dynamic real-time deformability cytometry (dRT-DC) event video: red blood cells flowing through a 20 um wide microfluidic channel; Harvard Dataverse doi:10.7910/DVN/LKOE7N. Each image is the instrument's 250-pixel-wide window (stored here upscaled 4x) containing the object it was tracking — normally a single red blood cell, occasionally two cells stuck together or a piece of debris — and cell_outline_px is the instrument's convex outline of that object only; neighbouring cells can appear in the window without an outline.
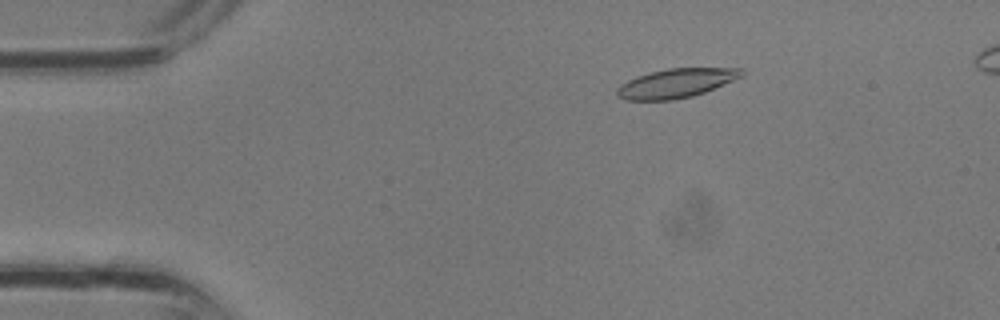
{"species": "common noctule bat (a hibernating species)", "species_latin": "Nyctalus noctula", "temperature_condition": "room temperature", "stored_images_in_passage": 35, "segment_of_instrument_passage": [1, 2], "camera_frame_rate_fps": 3000, "um_per_image_px": 0.085, "animal": {"sex": "male", "body_mass_g": 13.3}, "frame": {"image": 1, "passage_image": 6, "time_ms": 1.667, "image_size_px": [1000, 320], "cell_outline_px": [[744, 76], [704, 92], [692, 96], [672, 100], [624, 100], [616, 96], [616, 88], [620, 84], [636, 76], [668, 68], [744, 68]], "centroid_in_image_um": [57.45, 7.07], "position_along_channel_um": 27.5, "area_um2": 21.21}}
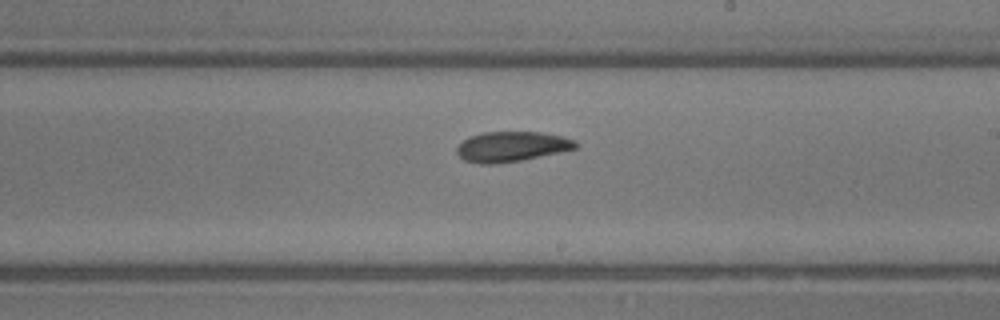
{"frame": {"image": 2, "passage_image": 20, "time_ms": 6.333, "image_size_px": [1000, 320], "cell_outline_px": [[580, 144], [576, 148], [520, 160], [492, 164], [480, 164], [464, 160], [456, 152], [456, 148], [468, 136], [484, 132], [540, 132], [560, 136], [576, 140]], "centroid_in_image_um": [43.47, 12.45], "position_along_channel_um": 245.5, "area_um2": 20.63}}
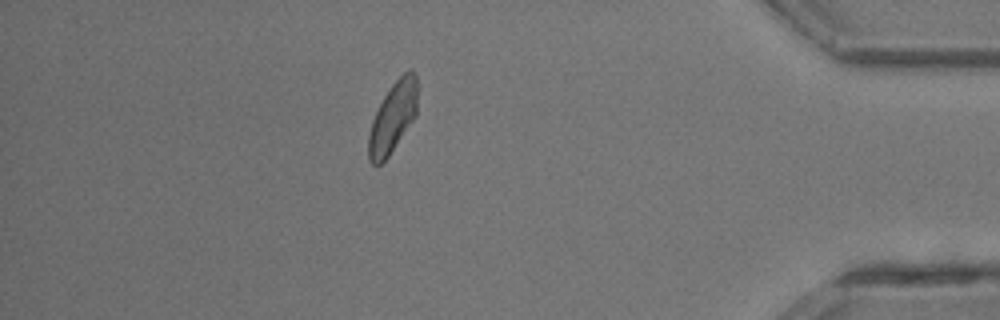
{"frame": {"image": 3, "passage_image": 30, "time_ms": 9.667, "image_size_px": [1000, 320], "cell_outline_px": [[416, 116], [388, 156], [380, 164], [372, 164], [368, 160], [368, 136], [372, 120], [384, 96], [392, 84], [408, 68], [412, 68], [416, 76]], "centroid_in_image_um": [33.38, 9.97], "position_along_channel_um": 401.8, "area_um2": 19.83}}